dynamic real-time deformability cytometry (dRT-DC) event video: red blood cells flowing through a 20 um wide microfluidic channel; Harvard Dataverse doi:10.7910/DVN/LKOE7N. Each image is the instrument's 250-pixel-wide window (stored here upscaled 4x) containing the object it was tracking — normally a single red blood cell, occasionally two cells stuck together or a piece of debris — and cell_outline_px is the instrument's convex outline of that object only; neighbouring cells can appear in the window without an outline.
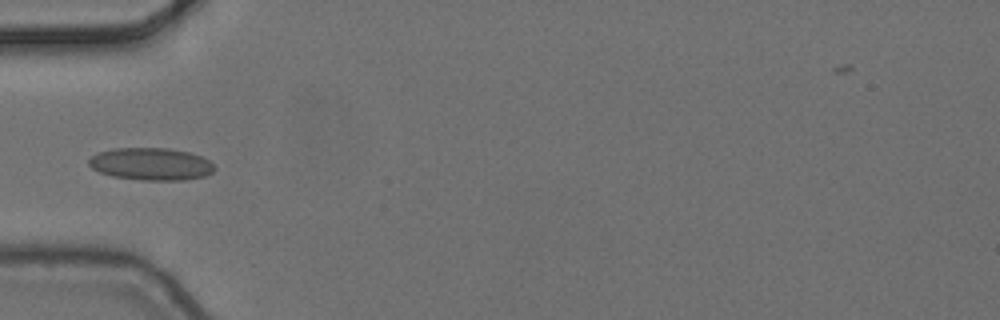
{"species": "common noctule bat (a hibernating species)", "species_latin": "Nyctalus noctula", "temperature_condition": "cold", "stored_images_in_passage": 1, "camera_frame_rate_fps": 3000, "um_per_image_px": 0.085, "animal": {"sex": "female", "body_mass_g": 24.6, "forearm_length_mm": 56.2}, "frame": {"image": 1, "passage_image": 1, "time_ms": 0.0, "image_size_px": [1000, 320], "cell_outline_px": [[216, 168], [212, 172], [204, 176], [184, 180], [140, 180], [112, 176], [100, 172], [92, 168], [88, 164], [88, 160], [92, 156], [100, 152], [112, 148], [168, 148], [188, 152], [200, 156], [208, 160]], "centroid_in_image_um": [12.82, 13.94], "position_along_channel_um": 72.2, "area_um2": 23.64}}